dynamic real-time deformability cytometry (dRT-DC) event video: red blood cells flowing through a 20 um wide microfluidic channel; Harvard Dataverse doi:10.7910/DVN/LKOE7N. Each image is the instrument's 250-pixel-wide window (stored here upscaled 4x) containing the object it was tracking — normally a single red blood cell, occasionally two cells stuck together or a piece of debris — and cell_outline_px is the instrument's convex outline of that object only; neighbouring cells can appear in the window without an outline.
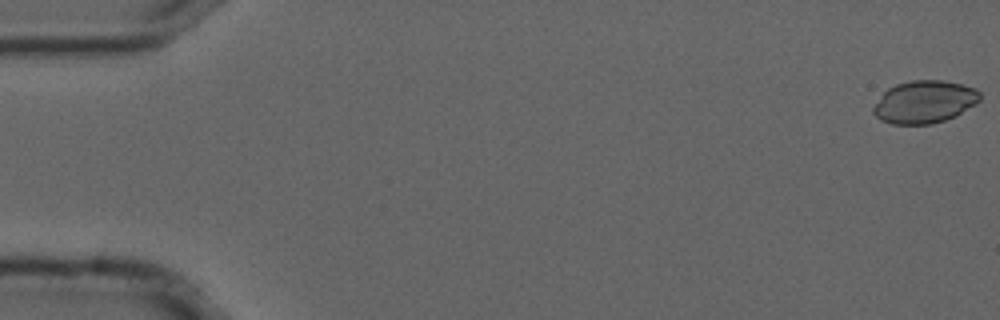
{"species": "common noctule bat (a hibernating species)", "species_latin": "Nyctalus noctula", "temperature_condition": "cold", "stored_images_in_passage": 6, "camera_frame_rate_fps": 3000, "um_per_image_px": 0.085, "animal": {"sex": "male", "forearm_length_mm": 52.5}, "frame": {"image": 1, "passage_image": 1, "time_ms": 0.0, "image_size_px": [1000, 320], "cell_outline_px": [[980, 100], [976, 104], [956, 116], [932, 124], [892, 124], [880, 120], [872, 112], [872, 108], [884, 92], [888, 88], [896, 84], [912, 80], [944, 80], [976, 88], [980, 92]], "centroid_in_image_um": [78.58, 8.66], "position_along_channel_um": 6.4, "area_um2": 26.53}}